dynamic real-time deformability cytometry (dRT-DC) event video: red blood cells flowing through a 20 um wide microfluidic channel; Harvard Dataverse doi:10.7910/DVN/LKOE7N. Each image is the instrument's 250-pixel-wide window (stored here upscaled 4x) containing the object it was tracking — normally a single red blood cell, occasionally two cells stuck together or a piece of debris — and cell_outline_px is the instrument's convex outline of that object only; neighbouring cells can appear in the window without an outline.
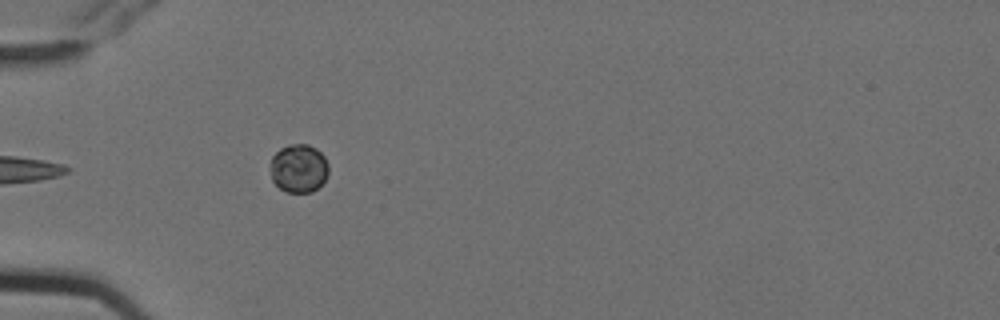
{"species": "Egyptian fruit bat (a non-hibernating species)", "species_latin": "Rousettus aegyptiacus", "temperature_condition": "cold", "stored_images_in_passage": 4, "camera_frame_rate_fps": 3000, "um_per_image_px": 0.085, "animal": {"sex": "female"}, "frame": {"image": 1, "passage_image": 3, "time_ms": 0.667, "image_size_px": [1000, 320], "cell_outline_px": [[328, 176], [312, 192], [288, 192], [280, 188], [272, 180], [272, 156], [280, 148], [288, 144], [308, 144], [316, 148], [324, 156], [328, 164]], "centroid_in_image_um": [25.41, 14.29], "position_along_channel_um": 59.6, "area_um2": 16.3}}